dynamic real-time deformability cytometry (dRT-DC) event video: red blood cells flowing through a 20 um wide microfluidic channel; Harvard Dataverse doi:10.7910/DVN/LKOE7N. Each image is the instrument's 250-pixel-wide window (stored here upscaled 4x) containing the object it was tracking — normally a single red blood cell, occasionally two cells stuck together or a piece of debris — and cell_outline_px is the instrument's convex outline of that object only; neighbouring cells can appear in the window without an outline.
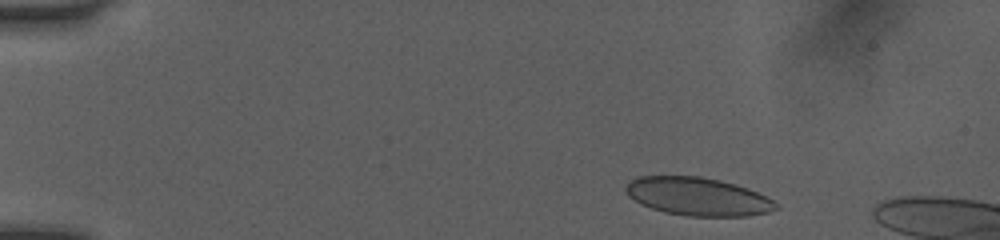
{"species": "human", "species_latin": "Homo sapiens", "temperature_condition": "room temperature", "stored_images_in_passage": 47, "camera_frame_rate_fps": 3000, "um_per_image_px": 0.085, "donor": {"sex": "female"}, "frame": {"image": 1, "passage_image": 4, "time_ms": 1.0, "image_size_px": [1000, 240], "cell_outline_px": [[780, 208], [768, 212], [744, 216], [688, 216], [664, 212], [640, 204], [628, 196], [624, 188], [632, 180], [640, 176], [700, 176], [720, 180], [748, 188], [772, 200]], "centroid_in_image_um": [59.29, 16.71], "position_along_channel_um": 25.7, "area_um2": 33.18}}
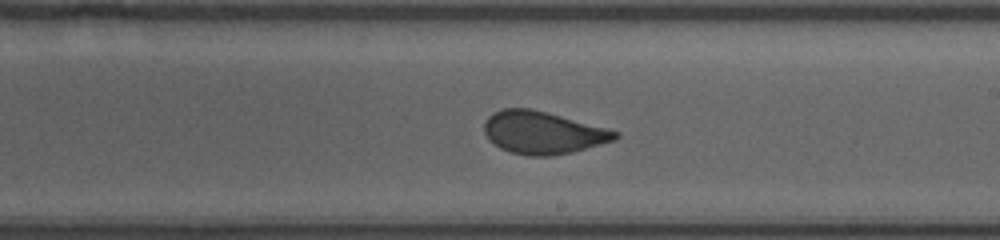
{"frame": {"image": 2, "passage_image": 27, "time_ms": 8.667, "image_size_px": [1000, 240], "cell_outline_px": [[620, 136], [616, 140], [572, 152], [552, 156], [528, 156], [512, 152], [500, 148], [488, 140], [484, 132], [484, 120], [492, 112], [504, 108], [532, 108], [608, 128], [620, 132]], "centroid_in_image_um": [46.14, 11.27], "position_along_channel_um": 242.9, "area_um2": 32.77}}
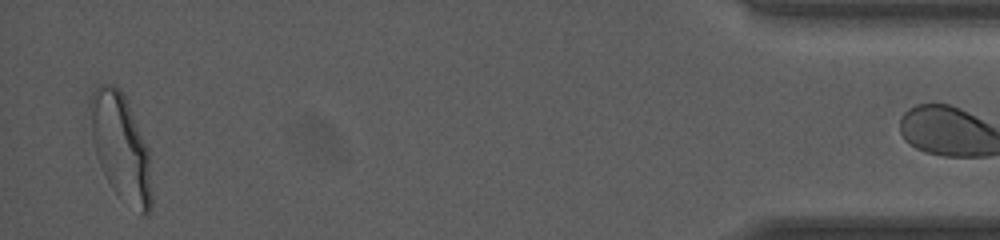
{"frame": {"image": 3, "passage_image": 46, "time_ms": 15.0, "image_size_px": [1000, 240], "cell_outline_px": [[152, 208], [144, 216], [108, 180], [100, 164], [96, 152], [92, 136], [88, 104], [88, 100], [96, 84], [116, 84], [124, 96], [148, 148], [152, 196]], "centroid_in_image_um": [10.25, 12.39], "position_along_channel_um": 424.9, "area_um2": 37.11}}